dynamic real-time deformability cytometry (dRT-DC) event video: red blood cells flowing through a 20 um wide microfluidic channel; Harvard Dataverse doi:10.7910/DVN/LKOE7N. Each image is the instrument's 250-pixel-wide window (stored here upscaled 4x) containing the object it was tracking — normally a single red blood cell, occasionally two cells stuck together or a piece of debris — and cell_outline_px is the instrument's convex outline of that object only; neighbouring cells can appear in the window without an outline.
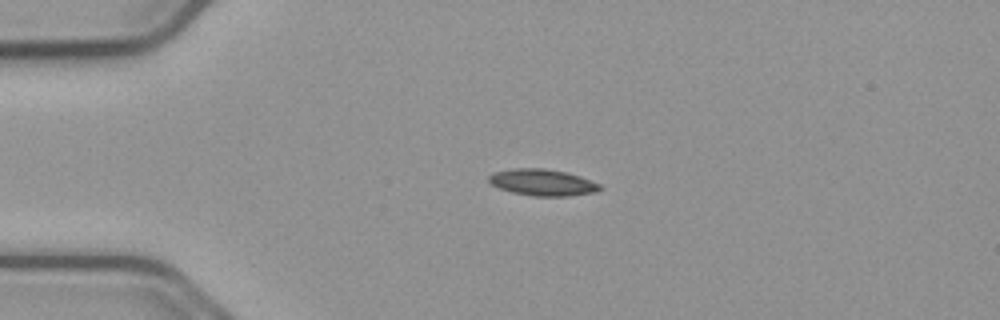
{"species": "common noctule bat (a hibernating species)", "species_latin": "Nyctalus noctula", "temperature_condition": "cold", "stored_images_in_passage": 55, "camera_frame_rate_fps": 3000, "um_per_image_px": 0.085, "animal": {"sex": "male", "body_mass_g": 23.1, "forearm_length_mm": 52.7}, "frame": {"image": 1, "passage_image": 13, "time_ms": 4.0, "image_size_px": [1000, 320], "cell_outline_px": [[604, 188], [596, 192], [568, 196], [532, 196], [512, 192], [500, 188], [492, 184], [488, 180], [488, 176], [492, 172], [512, 168], [544, 168], [568, 172], [580, 176], [600, 184]], "centroid_in_image_um": [46.12, 15.5], "position_along_channel_um": 38.9, "area_um2": 17.34}}
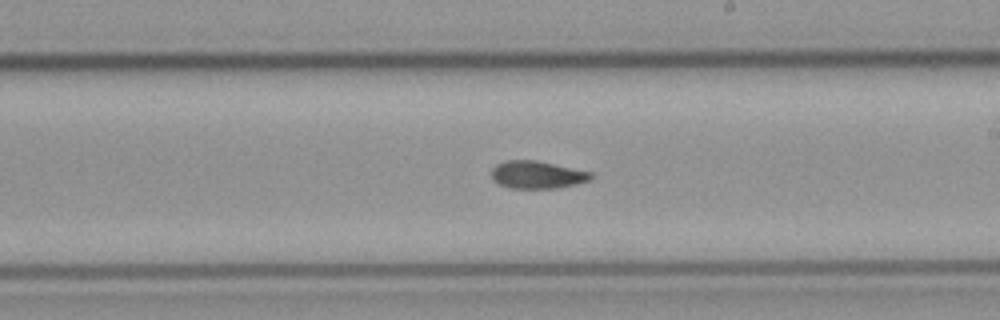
{"frame": {"image": 2, "passage_image": 32, "time_ms": 10.333, "image_size_px": [1000, 320], "cell_outline_px": [[596, 176], [592, 180], [576, 184], [556, 188], [508, 188], [496, 184], [492, 180], [492, 168], [496, 164], [504, 160], [536, 160], [592, 172]], "centroid_in_image_um": [45.66, 14.86], "position_along_channel_um": 243.3, "area_um2": 16.3}}
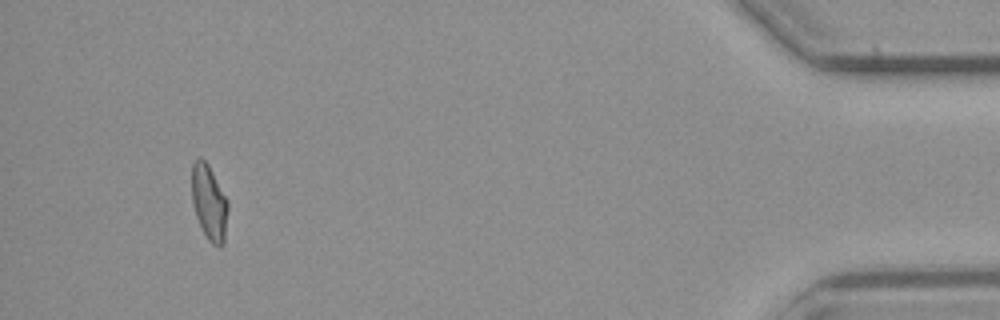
{"frame": {"image": 3, "passage_image": 52, "time_ms": 17.0, "image_size_px": [1000, 320], "cell_outline_px": [[228, 208], [224, 244], [220, 248], [212, 244], [208, 240], [196, 216], [192, 200], [192, 164], [200, 156], [208, 164], [228, 200]], "centroid_in_image_um": [17.79, 17.23], "position_along_channel_um": 417.4, "area_um2": 15.84}, "authors_computed_cell_mechanics": {"area_um2": 16.184, "velocity_mm_per_s": 3.7318, "shape_relaxation_time_tau1_ms": null, "shape_relaxation_time_tau2_ms": 6.0016, "deformation_change_tau1": null, "deformation_change_tau2": 0.1127}}